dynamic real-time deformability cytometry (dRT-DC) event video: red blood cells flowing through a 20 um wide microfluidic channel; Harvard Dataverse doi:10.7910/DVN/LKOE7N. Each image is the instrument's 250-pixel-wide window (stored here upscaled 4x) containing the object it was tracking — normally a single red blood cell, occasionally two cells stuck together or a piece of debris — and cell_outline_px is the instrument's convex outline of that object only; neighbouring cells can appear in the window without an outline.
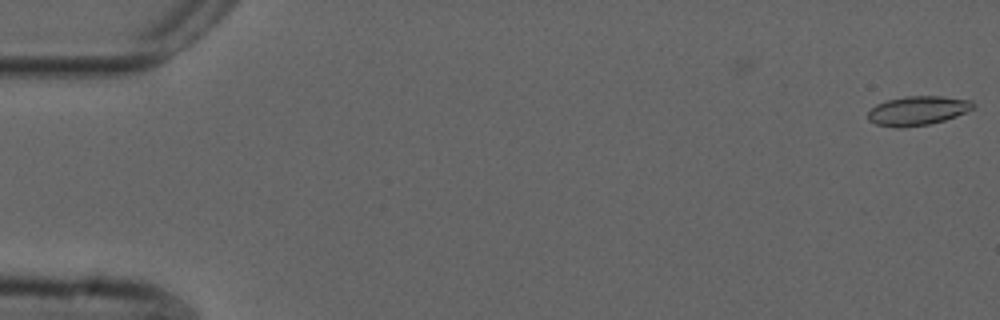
{"species": "common noctule bat (a hibernating species)", "species_latin": "Nyctalus noctula", "temperature_condition": "cold", "stored_images_in_passage": 5, "camera_frame_rate_fps": 3000, "um_per_image_px": 0.085, "animal": {"sex": "male", "forearm_length_mm": 52.5}, "frame": {"image": 1, "passage_image": 5, "time_ms": 1.333, "image_size_px": [1000, 320], "cell_outline_px": [[976, 108], [956, 116], [944, 120], [928, 124], [900, 128], [896, 128], [876, 124], [868, 120], [868, 112], [876, 104], [888, 100], [904, 96], [940, 96], [972, 100], [976, 104]], "centroid_in_image_um": [78.03, 9.4], "position_along_channel_um": 7.0, "area_um2": 17.98}}